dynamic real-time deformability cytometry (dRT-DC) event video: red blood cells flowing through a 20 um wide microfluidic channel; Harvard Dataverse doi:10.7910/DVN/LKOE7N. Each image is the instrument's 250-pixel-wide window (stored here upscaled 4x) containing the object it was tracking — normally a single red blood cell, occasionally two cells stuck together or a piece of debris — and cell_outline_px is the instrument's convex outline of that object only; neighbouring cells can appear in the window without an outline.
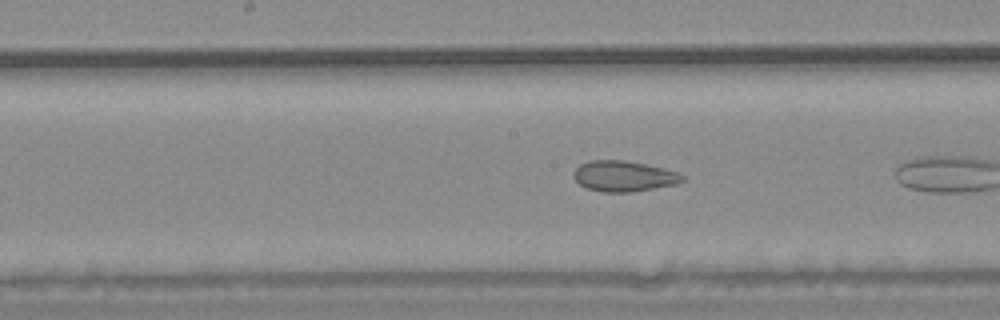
{"species": "common noctule bat (a hibernating species)", "species_latin": "Nyctalus noctula", "temperature_condition": "warm", "stored_images_in_passage": 11, "camera_frame_rate_fps": 3000, "um_per_image_px": 0.085, "animal": {"sex": "male", "body_mass_g": 20.4}, "frame": {"image": 1, "passage_image": 10, "time_ms": 3.0, "image_size_px": [1000, 320], "cell_outline_px": [[684, 180], [676, 184], [632, 192], [604, 192], [588, 188], [580, 184], [572, 176], [576, 168], [580, 164], [592, 160], [624, 160], [664, 168], [680, 172], [684, 176]], "centroid_in_image_um": [53.04, 14.97], "position_along_channel_um": 195.2, "area_um2": 19.36}}